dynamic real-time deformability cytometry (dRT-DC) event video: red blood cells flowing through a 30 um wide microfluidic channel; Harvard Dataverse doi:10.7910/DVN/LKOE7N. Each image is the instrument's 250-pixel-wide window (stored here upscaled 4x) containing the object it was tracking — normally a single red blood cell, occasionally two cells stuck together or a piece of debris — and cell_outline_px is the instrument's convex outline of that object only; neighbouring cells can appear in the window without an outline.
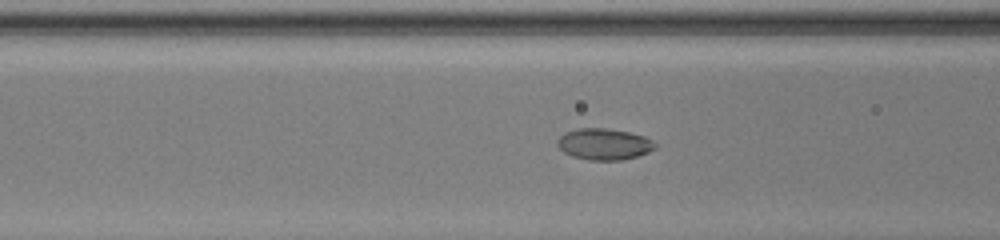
{"species": "common noctule bat (a hibernating species)", "species_latin": "Nyctalus noctula", "temperature_condition": "warm", "stored_images_in_passage": 51, "camera_frame_rate_fps": 3000, "um_per_image_px": 0.085, "animal": {"sex": "female", "body_mass_g": 20.0, "forearm_length_mm": 54.0}, "frame": {"image": 1, "passage_image": 21, "time_ms": 6.667, "image_size_px": [1000, 240], "cell_outline_px": [[656, 148], [648, 152], [636, 156], [620, 160], [588, 160], [572, 156], [564, 152], [556, 144], [556, 140], [564, 132], [580, 128], [604, 128], [628, 132], [644, 136], [652, 140], [656, 144]], "centroid_in_image_um": [51.32, 12.25], "position_along_channel_um": 115.3, "area_um2": 17.8}}
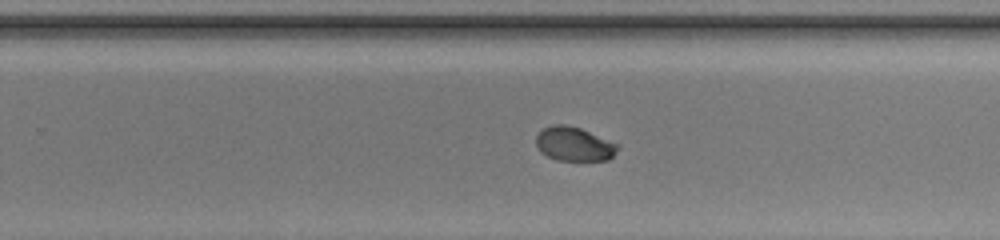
{"frame": {"image": 2, "passage_image": 33, "time_ms": 10.667, "image_size_px": [1000, 240], "cell_outline_px": [[620, 148], [608, 160], [556, 160], [540, 152], [536, 148], [536, 136], [544, 128], [552, 124], [564, 124], [580, 128], [620, 144]], "centroid_in_image_um": [48.8, 12.24], "position_along_channel_um": 281.0, "area_um2": 16.3}}
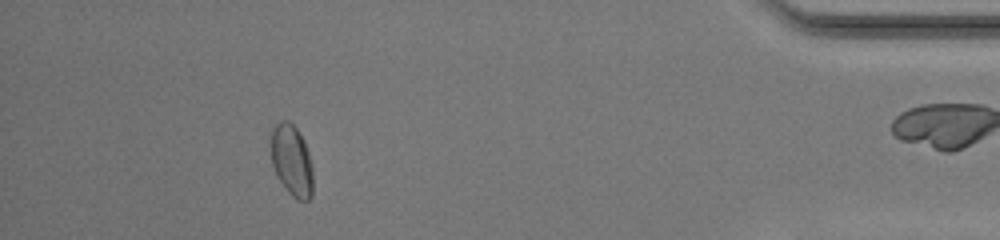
{"frame": {"image": 3, "passage_image": 46, "time_ms": 15.0, "image_size_px": [1000, 240], "cell_outline_px": [[312, 196], [308, 200], [296, 200], [288, 192], [280, 180], [272, 164], [268, 132], [280, 120], [288, 120], [296, 128], [304, 140], [312, 164]], "centroid_in_image_um": [24.76, 13.59], "position_along_channel_um": 410.4, "area_um2": 17.8}}